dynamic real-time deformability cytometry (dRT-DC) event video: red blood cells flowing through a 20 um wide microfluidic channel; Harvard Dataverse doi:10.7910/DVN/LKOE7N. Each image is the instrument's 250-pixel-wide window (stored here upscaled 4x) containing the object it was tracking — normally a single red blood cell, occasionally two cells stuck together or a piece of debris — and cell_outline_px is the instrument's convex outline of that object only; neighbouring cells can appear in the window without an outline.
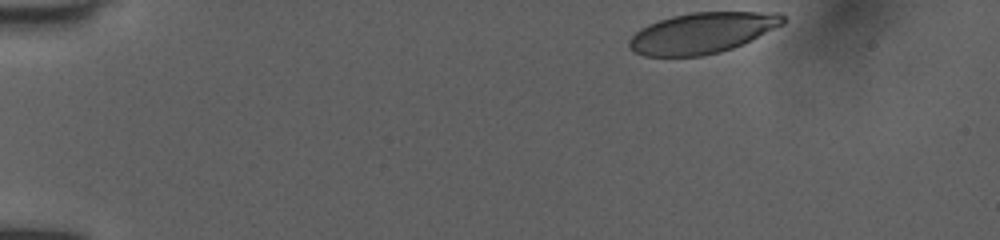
{"species": "human", "species_latin": "Homo sapiens", "temperature_condition": "room temperature", "stored_images_in_passage": 38, "camera_frame_rate_fps": 3000, "um_per_image_px": 0.085, "donor": {"sex": "female"}, "frame": {"image": 1, "passage_image": 1, "time_ms": 0.0, "image_size_px": [1000, 240], "cell_outline_px": [[784, 24], [744, 44], [720, 52], [700, 56], [644, 56], [636, 52], [628, 44], [628, 40], [640, 28], [648, 24], [672, 16], [692, 12], [780, 12], [784, 16]], "centroid_in_image_um": [59.71, 2.79], "position_along_channel_um": 25.3, "area_um2": 36.53}}
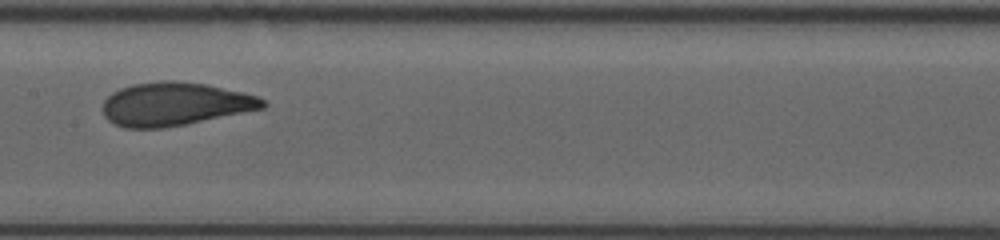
{"frame": {"image": 2, "passage_image": 21, "time_ms": 6.667, "image_size_px": [1000, 240], "cell_outline_px": [[268, 104], [264, 108], [164, 128], [124, 128], [108, 120], [104, 116], [104, 100], [112, 92], [120, 88], [132, 84], [160, 80], [176, 80], [208, 84], [256, 96], [264, 100]], "centroid_in_image_um": [14.83, 8.83], "position_along_channel_um": 192.6, "area_um2": 40.23}}
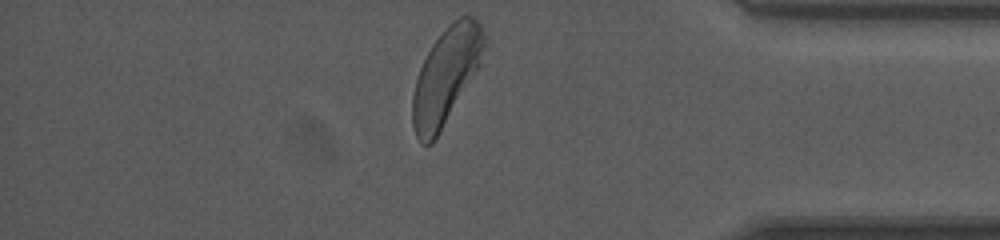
{"frame": {"image": 3, "passage_image": 38, "time_ms": 12.333, "image_size_px": [1000, 240], "cell_outline_px": [[484, 44], [476, 68], [436, 140], [432, 144], [424, 144], [416, 136], [412, 124], [412, 96], [416, 80], [420, 68], [432, 44], [448, 24], [460, 16], [472, 16], [480, 24], [484, 32]], "centroid_in_image_um": [37.85, 6.47], "position_along_channel_um": 397.3, "area_um2": 39.02}, "authors_computed_cell_mechanics": {"area_um2": 39.2462, "velocity_mm_per_s": 4.0029, "shape_relaxation_time_tau1_ms": 2.7571, "shape_relaxation_time_tau2_ms": 0.8627, "deformation_change_tau1": 0.1541, "deformation_change_tau2": 0.0642}}